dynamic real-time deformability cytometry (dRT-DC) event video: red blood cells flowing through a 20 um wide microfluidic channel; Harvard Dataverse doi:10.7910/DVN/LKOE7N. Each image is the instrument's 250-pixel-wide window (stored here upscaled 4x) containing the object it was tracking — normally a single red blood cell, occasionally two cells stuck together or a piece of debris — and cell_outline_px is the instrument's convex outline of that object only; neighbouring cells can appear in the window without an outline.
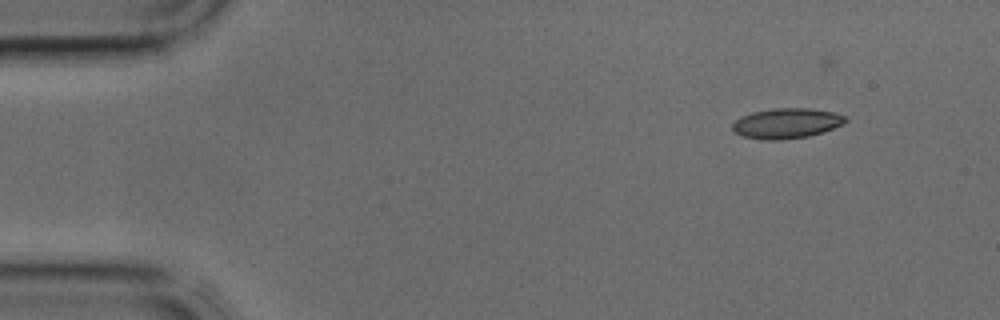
{"species": "common noctule bat (a hibernating species)", "species_latin": "Nyctalus noctula", "temperature_condition": "cold", "stored_images_in_passage": 3, "camera_frame_rate_fps": 3000, "um_per_image_px": 0.085, "animal": {"sex": "male", "body_mass_g": 17.9, "forearm_length_mm": 54.2}, "frame": {"image": 1, "passage_image": 1, "time_ms": 0.0, "image_size_px": [1000, 320], "cell_outline_px": [[848, 120], [844, 124], [808, 136], [780, 140], [764, 140], [744, 136], [736, 132], [732, 128], [732, 124], [740, 116], [752, 112], [776, 108], [808, 108], [832, 112], [844, 116]], "centroid_in_image_um": [66.84, 10.48], "position_along_channel_um": 18.2, "area_um2": 19.65}}
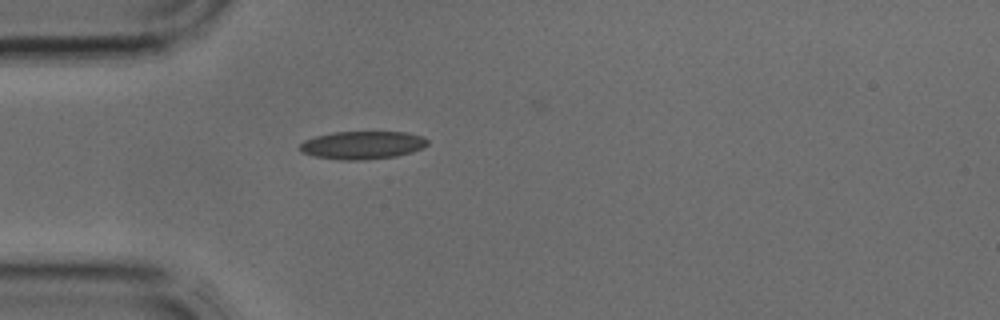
{"frame": {"image": 2, "passage_image": 3, "time_ms": 0.667, "image_size_px": [1000, 320], "cell_outline_px": [[428, 144], [424, 148], [412, 152], [396, 156], [360, 160], [340, 160], [316, 156], [300, 152], [300, 144], [304, 140], [316, 136], [332, 132], [408, 132], [424, 136], [428, 140]], "centroid_in_image_um": [30.84, 12.33], "position_along_channel_um": 54.2, "area_um2": 20.92}}